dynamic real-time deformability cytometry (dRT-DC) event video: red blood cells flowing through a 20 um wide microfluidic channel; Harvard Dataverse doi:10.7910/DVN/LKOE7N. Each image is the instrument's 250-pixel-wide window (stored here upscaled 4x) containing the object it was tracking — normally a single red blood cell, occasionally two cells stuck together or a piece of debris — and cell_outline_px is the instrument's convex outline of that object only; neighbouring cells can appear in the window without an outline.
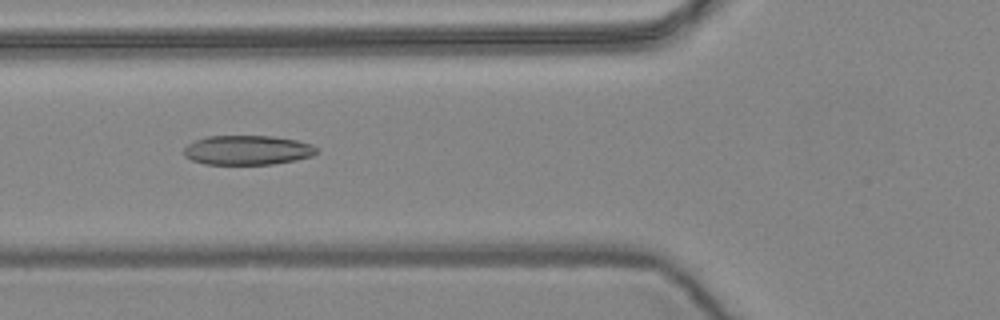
{"species": "common noctule bat (a hibernating species)", "species_latin": "Nyctalus noctula", "temperature_condition": "warm", "stored_images_in_passage": 36, "camera_frame_rate_fps": 3000, "um_per_image_px": 0.085, "animal": {"sex": "female", "body_mass_g": 24.6, "forearm_length_mm": 56.2}, "frame": {"image": 1, "passage_image": 7, "time_ms": 2.0, "image_size_px": [1000, 320], "cell_outline_px": [[316, 152], [312, 156], [296, 160], [272, 164], [204, 164], [192, 160], [184, 156], [184, 148], [188, 144], [196, 140], [208, 136], [272, 136], [296, 140], [312, 144], [316, 148]], "centroid_in_image_um": [21.02, 12.76], "position_along_channel_um": 104.8, "area_um2": 22.72}}
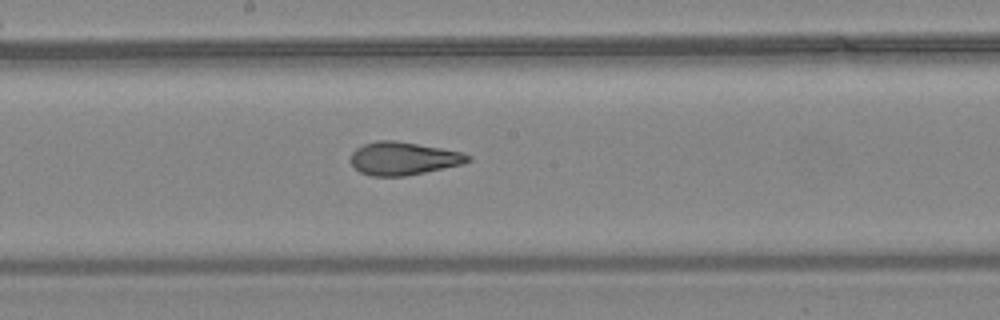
{"frame": {"image": 2, "passage_image": 16, "time_ms": 5.0, "image_size_px": [1000, 320], "cell_outline_px": [[472, 160], [464, 164], [404, 176], [372, 176], [360, 172], [352, 164], [352, 152], [356, 148], [364, 144], [376, 140], [392, 140], [440, 148], [460, 152], [472, 156]], "centroid_in_image_um": [34.3, 13.47], "position_along_channel_um": 213.9, "area_um2": 22.31}}
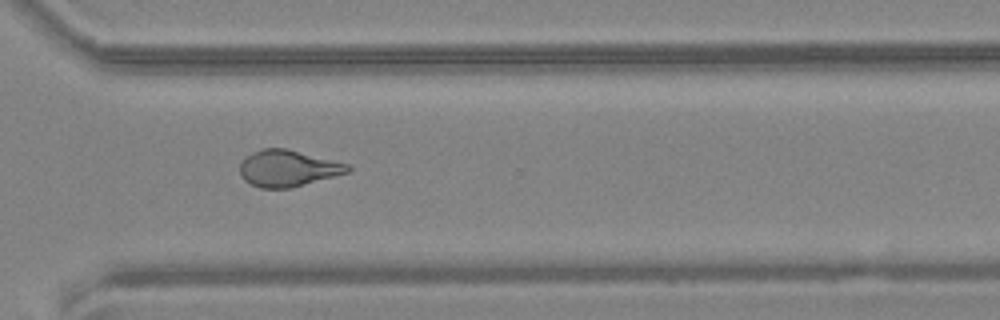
{"frame": {"image": 3, "passage_image": 27, "time_ms": 8.667, "image_size_px": [1000, 320], "cell_outline_px": [[352, 168], [348, 172], [288, 188], [260, 188], [244, 180], [240, 172], [240, 164], [244, 156], [260, 148], [288, 148], [348, 164]], "centroid_in_image_um": [24.42, 14.28], "position_along_channel_um": 346.2, "area_um2": 22.77}, "authors_computed_cell_mechanics": {"area_um2": 22.9466, "velocity_mm_per_s": 3.6247, "shape_relaxation_time_tau1_ms": null, "shape_relaxation_time_tau2_ms": 1.6434, "deformation_change_tau1": null, "deformation_change_tau2": 0.0896}}